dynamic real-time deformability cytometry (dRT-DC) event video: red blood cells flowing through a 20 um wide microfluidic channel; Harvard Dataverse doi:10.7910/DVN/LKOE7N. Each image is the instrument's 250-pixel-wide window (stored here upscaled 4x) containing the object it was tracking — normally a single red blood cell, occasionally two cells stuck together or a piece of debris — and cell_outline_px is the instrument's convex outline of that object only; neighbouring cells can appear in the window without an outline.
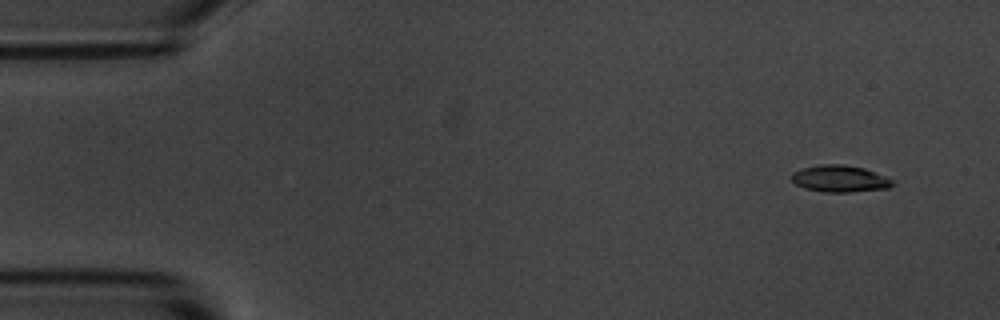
{"species": "common noctule bat (a hibernating species)", "species_latin": "Nyctalus noctula", "temperature_condition": "room temperature", "stored_images_in_passage": 6, "camera_frame_rate_fps": 3000, "um_per_image_px": 0.085, "animal": {"sex": "male", "body_mass_g": 20.1, "forearm_length_mm": 53.5}, "frame": {"image": 1, "passage_image": 1, "time_ms": 0.0, "image_size_px": [1000, 320], "cell_outline_px": [[896, 184], [888, 188], [848, 192], [824, 192], [804, 188], [796, 184], [792, 180], [792, 172], [804, 168], [820, 164], [844, 164], [864, 168], [888, 176]], "centroid_in_image_um": [71.43, 15.18], "position_along_channel_um": 13.6, "area_um2": 15.84}}
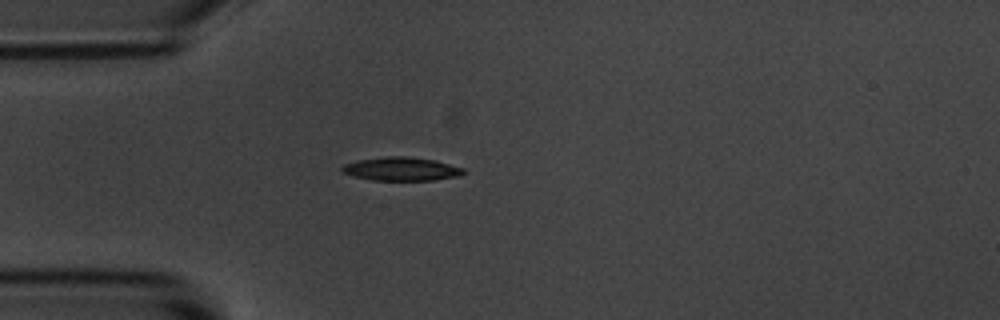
{"frame": {"image": 2, "passage_image": 4, "time_ms": 1.0, "image_size_px": [1000, 320], "cell_outline_px": [[468, 172], [460, 176], [432, 180], [372, 180], [352, 176], [344, 172], [340, 168], [344, 164], [356, 160], [384, 156], [404, 156], [432, 160], [464, 168]], "centroid_in_image_um": [34.1, 14.36], "position_along_channel_um": 50.9, "area_um2": 16.65}}